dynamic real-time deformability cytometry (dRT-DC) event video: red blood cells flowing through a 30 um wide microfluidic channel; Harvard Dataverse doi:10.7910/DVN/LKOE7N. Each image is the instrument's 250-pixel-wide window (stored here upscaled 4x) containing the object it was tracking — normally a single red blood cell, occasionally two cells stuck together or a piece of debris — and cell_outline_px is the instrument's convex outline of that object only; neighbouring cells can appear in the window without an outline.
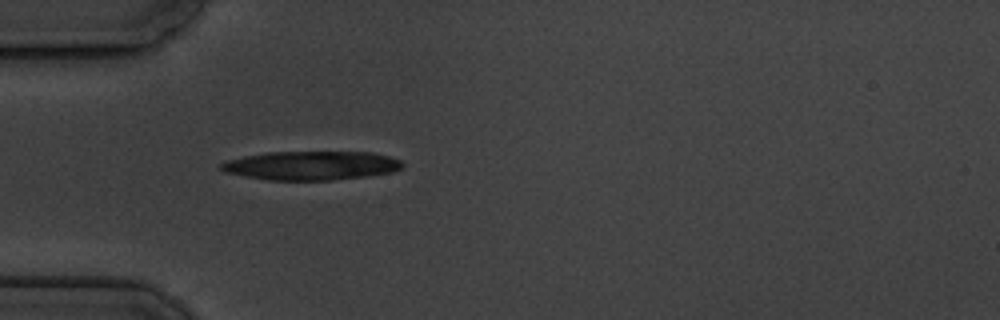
{"species": "common noctule bat (a hibernating species)", "species_latin": "Nyctalus noctula", "temperature_condition": "cold", "stored_images_in_passage": 4, "camera_frame_rate_fps": 3000, "um_per_image_px": 0.085, "animal": {"sex": "male", "body_mass_g": 19.5, "forearm_length_mm": 54.6}, "frame": {"image": 1, "passage_image": 4, "time_ms": 3.667, "image_size_px": [1000, 320], "cell_outline_px": [[404, 164], [400, 168], [392, 172], [368, 176], [332, 180], [268, 180], [244, 176], [224, 172], [216, 168], [216, 164], [224, 160], [244, 156], [268, 152], [372, 152], [388, 156], [400, 160]], "centroid_in_image_um": [26.37, 14.07], "position_along_channel_um": 58.6, "area_um2": 30.87}}